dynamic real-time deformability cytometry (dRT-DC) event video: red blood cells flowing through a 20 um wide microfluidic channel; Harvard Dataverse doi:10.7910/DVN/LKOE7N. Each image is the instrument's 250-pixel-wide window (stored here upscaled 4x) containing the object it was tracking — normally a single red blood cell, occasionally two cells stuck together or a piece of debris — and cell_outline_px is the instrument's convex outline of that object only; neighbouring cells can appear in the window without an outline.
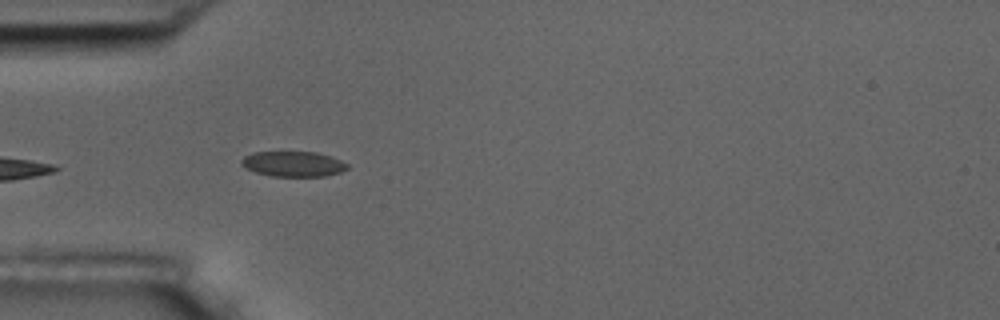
{"species": "common noctule bat (a hibernating species)", "species_latin": "Nyctalus noctula", "temperature_condition": "room temperature", "stored_images_in_passage": 6, "camera_frame_rate_fps": 3000, "um_per_image_px": 0.085, "animal": {"sex": "male", "body_mass_g": 17.5, "forearm_length_mm": 52.3}, "frame": {"image": 1, "passage_image": 5, "time_ms": 5.667, "image_size_px": [1000, 320], "cell_outline_px": [[348, 168], [340, 172], [324, 176], [272, 176], [256, 172], [240, 164], [240, 160], [244, 156], [252, 152], [316, 152], [340, 160], [348, 164]], "centroid_in_image_um": [24.9, 13.93], "position_along_channel_um": 60.1, "area_um2": 15.43}}